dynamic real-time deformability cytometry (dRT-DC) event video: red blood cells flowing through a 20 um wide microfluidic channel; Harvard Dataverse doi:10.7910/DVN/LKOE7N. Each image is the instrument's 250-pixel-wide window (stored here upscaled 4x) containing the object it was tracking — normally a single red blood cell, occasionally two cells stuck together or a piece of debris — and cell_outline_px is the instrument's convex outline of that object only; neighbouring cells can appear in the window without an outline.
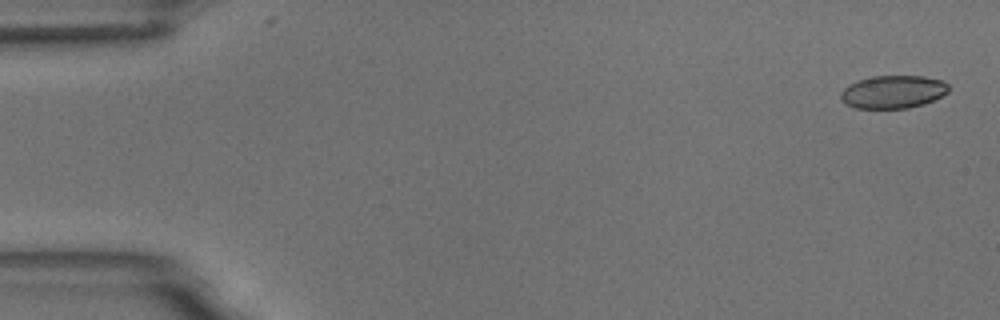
{"species": "common noctule bat (a hibernating species)", "species_latin": "Nyctalus noctula", "temperature_condition": "room temperature", "stored_images_in_passage": 5, "camera_frame_rate_fps": 3000, "um_per_image_px": 0.085, "animal": {"sex": "male", "body_mass_g": 18.8}, "frame": {"image": 1, "passage_image": 1, "time_ms": 0.0, "image_size_px": [1000, 320], "cell_outline_px": [[948, 92], [924, 104], [908, 108], [856, 108], [840, 100], [840, 92], [848, 84], [856, 80], [872, 76], [924, 76], [944, 80], [948, 84]], "centroid_in_image_um": [75.89, 7.79], "position_along_channel_um": 9.1, "area_um2": 20.81}}
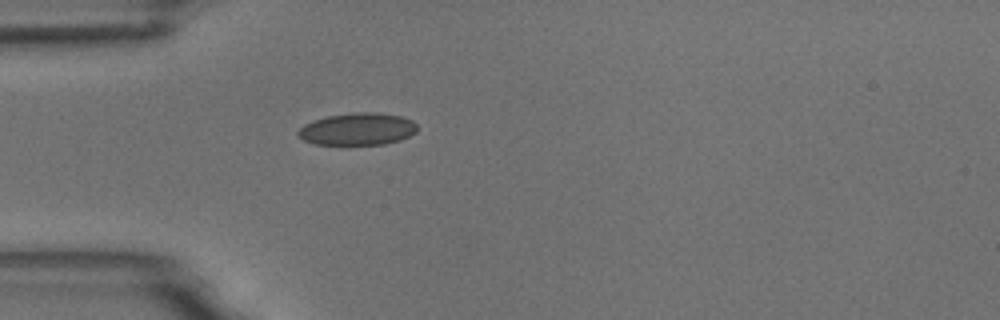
{"frame": {"image": 2, "passage_image": 5, "time_ms": 4.667, "image_size_px": [1000, 320], "cell_outline_px": [[416, 132], [400, 140], [384, 144], [316, 144], [304, 140], [296, 132], [304, 124], [312, 120], [328, 116], [352, 112], [376, 112], [400, 116], [412, 120], [416, 124]], "centroid_in_image_um": [30.39, 10.96], "position_along_channel_um": 54.6, "area_um2": 22.25}}